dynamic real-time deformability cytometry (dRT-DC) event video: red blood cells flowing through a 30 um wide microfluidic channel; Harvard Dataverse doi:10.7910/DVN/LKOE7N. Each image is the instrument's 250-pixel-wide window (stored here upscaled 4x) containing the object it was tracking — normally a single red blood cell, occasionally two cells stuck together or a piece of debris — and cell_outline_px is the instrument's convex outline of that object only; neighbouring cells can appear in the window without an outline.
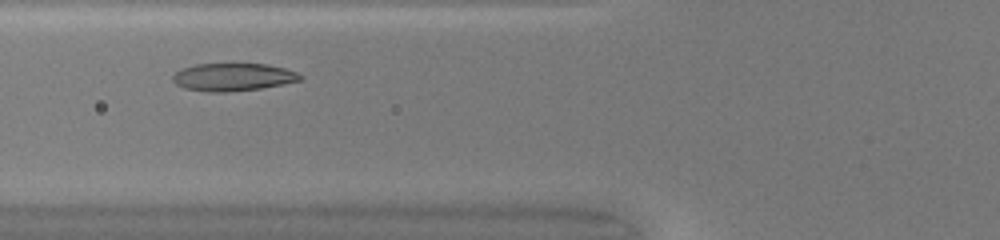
{"species": "common noctule bat (a hibernating species)", "species_latin": "Nyctalus noctula", "temperature_condition": "warm", "stored_images_in_passage": 28, "camera_frame_rate_fps": 3000, "um_per_image_px": 0.085, "animal": {"sex": "female", "body_mass_g": 20.0, "forearm_length_mm": 54.0}, "frame": {"image": 1, "passage_image": 6, "time_ms": 1.667, "image_size_px": [1000, 240], "cell_outline_px": [[304, 76], [300, 80], [260, 88], [228, 92], [208, 92], [184, 88], [176, 84], [172, 80], [172, 76], [176, 72], [184, 68], [196, 64], [264, 64], [284, 68], [296, 72]], "centroid_in_image_um": [19.78, 6.55], "position_along_channel_um": 106.0, "area_um2": 20.35}}
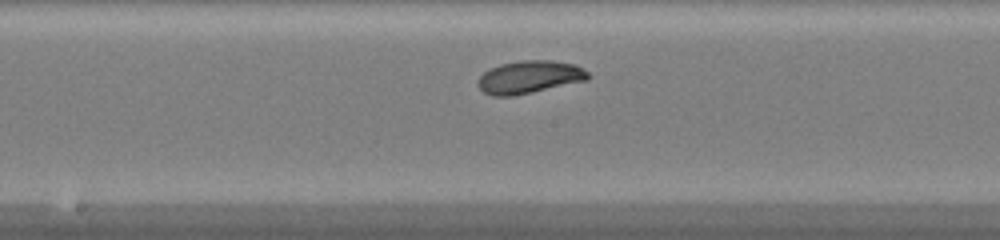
{"frame": {"image": 2, "passage_image": 13, "time_ms": 4.0, "image_size_px": [1000, 240], "cell_outline_px": [[592, 76], [588, 80], [532, 92], [512, 96], [492, 96], [484, 92], [476, 84], [480, 76], [484, 72], [500, 64], [524, 60], [552, 60], [576, 64], [588, 72]], "centroid_in_image_um": [45.03, 6.55], "position_along_channel_um": 203.2, "area_um2": 21.04}}
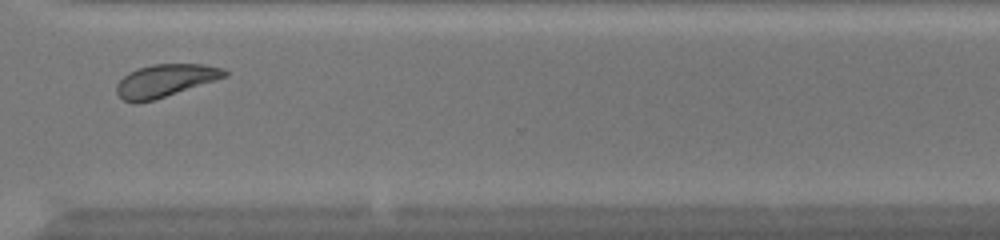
{"frame": {"image": 3, "passage_image": 24, "time_ms": 7.667, "image_size_px": [1000, 240], "cell_outline_px": [[228, 76], [216, 80], [152, 100], [124, 100], [116, 92], [116, 84], [128, 72], [136, 68], [152, 64], [200, 64], [224, 68], [228, 72]], "centroid_in_image_um": [14.07, 6.8], "position_along_channel_um": 356.5, "area_um2": 20.06}, "authors_computed_cell_mechanics": {"area_um2": 20.5768, "velocity_mm_per_s": 4.1757, "shape_relaxation_time_tau1_ms": 1.3535, "shape_relaxation_time_tau2_ms": 11.0461, "deformation_change_tau1": 0.0903, "deformation_change_tau2": 0.1847}}